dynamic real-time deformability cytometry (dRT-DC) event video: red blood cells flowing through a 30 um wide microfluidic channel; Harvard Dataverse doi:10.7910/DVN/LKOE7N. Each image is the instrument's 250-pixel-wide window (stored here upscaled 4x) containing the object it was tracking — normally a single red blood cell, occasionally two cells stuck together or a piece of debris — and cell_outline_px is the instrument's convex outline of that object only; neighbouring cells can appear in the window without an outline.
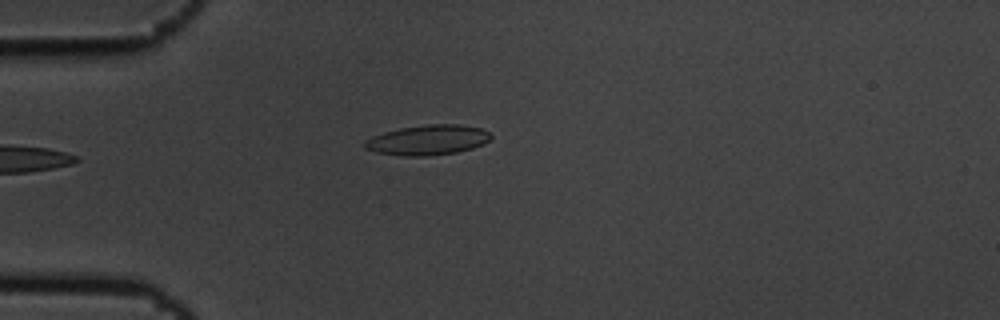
{"species": "common noctule bat (a hibernating species)", "species_latin": "Nyctalus noctula", "temperature_condition": "cold", "stored_images_in_passage": 1, "camera_frame_rate_fps": 3000, "um_per_image_px": 0.085, "animal": {"sex": "male", "body_mass_g": 19.5, "forearm_length_mm": 54.6}, "frame": {"image": 1, "passage_image": 1, "time_ms": 0.0, "image_size_px": [1000, 320], "cell_outline_px": [[492, 136], [484, 144], [472, 148], [456, 152], [424, 156], [404, 156], [376, 152], [364, 148], [364, 140], [372, 136], [384, 132], [400, 128], [428, 124], [460, 124], [480, 128], [492, 132]], "centroid_in_image_um": [36.37, 11.89], "position_along_channel_um": 48.6, "area_um2": 22.14}}